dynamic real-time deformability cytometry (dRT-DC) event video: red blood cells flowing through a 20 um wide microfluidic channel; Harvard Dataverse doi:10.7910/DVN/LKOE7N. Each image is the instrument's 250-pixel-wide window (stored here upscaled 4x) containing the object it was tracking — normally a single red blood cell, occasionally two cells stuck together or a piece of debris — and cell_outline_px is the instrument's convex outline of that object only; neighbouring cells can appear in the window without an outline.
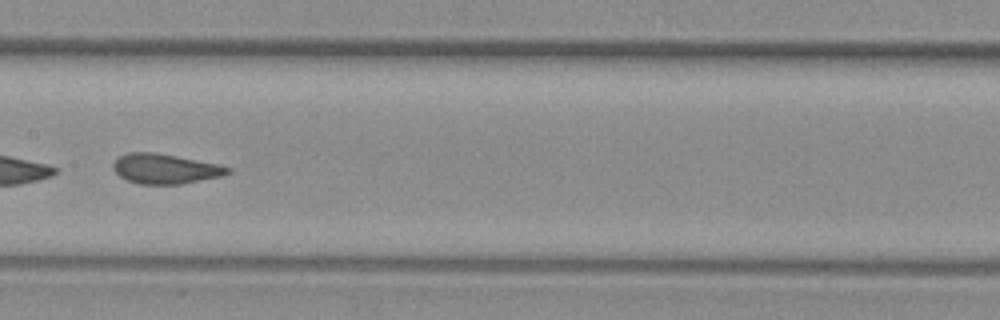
{"species": "common noctule bat (a hibernating species)", "species_latin": "Nyctalus noctula", "temperature_condition": "warm", "stored_images_in_passage": 25, "camera_frame_rate_fps": 3000, "um_per_image_px": 0.085, "animal": {"sex": "female", "body_mass_g": 29.2, "forearm_length_mm": 56.3}, "frame": {"image": 1, "passage_image": 11, "time_ms": 3.333, "image_size_px": [1000, 320], "cell_outline_px": [[232, 172], [220, 176], [180, 184], [136, 184], [124, 180], [112, 168], [112, 164], [120, 156], [128, 152], [156, 152], [220, 164], [232, 168]], "centroid_in_image_um": [14.03, 14.34], "position_along_channel_um": 193.4, "area_um2": 20.11}, "authors_computed_cell_mechanics": {"area_um2": 20.1144, "velocity_mm_per_s": 3.8279, "shape_relaxation_time_tau1_ms": null, "shape_relaxation_time_tau2_ms": 0.837, "deformation_change_tau1": null, "deformation_change_tau2": 0.0566}}